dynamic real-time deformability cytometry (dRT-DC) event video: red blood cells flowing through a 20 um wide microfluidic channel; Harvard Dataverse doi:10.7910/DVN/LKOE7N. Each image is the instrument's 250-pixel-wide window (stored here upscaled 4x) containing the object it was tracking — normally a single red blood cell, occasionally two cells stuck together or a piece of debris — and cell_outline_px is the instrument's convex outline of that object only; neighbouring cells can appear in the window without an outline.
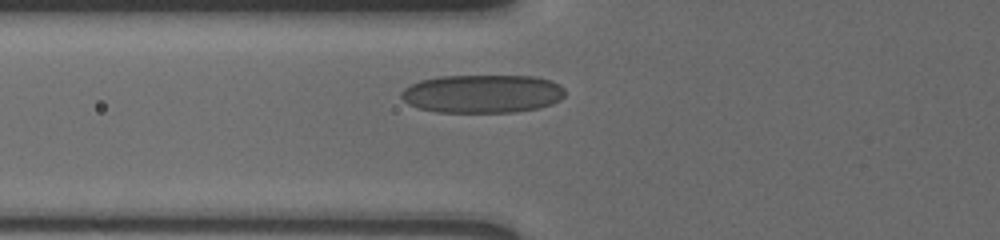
{"species": "human", "species_latin": "Homo sapiens", "temperature_condition": "cold", "stored_images_in_passage": 11, "camera_frame_rate_fps": 3000, "um_per_image_px": 0.085, "donor": {"sex": "male"}, "frame": {"image": 1, "passage_image": 7, "time_ms": 2.0, "image_size_px": [1000, 240], "cell_outline_px": [[564, 96], [560, 100], [552, 104], [540, 108], [512, 112], [436, 112], [420, 108], [408, 104], [400, 96], [400, 92], [404, 88], [420, 80], [440, 76], [536, 76], [552, 80], [560, 84], [564, 88]], "centroid_in_image_um": [41.03, 7.96], "position_along_channel_um": 84.8, "area_um2": 36.82}}
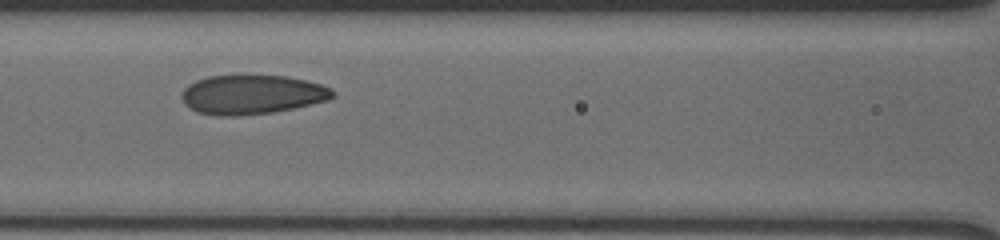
{"frame": {"image": 2, "passage_image": 10, "time_ms": 3.0, "image_size_px": [1000, 240], "cell_outline_px": [[336, 96], [328, 100], [292, 108], [272, 112], [236, 116], [216, 116], [196, 112], [188, 108], [184, 104], [180, 96], [184, 88], [188, 84], [196, 80], [208, 76], [288, 76], [320, 84], [332, 88], [336, 92]], "centroid_in_image_um": [21.39, 8.05], "position_along_channel_um": 145.2, "area_um2": 34.68}}